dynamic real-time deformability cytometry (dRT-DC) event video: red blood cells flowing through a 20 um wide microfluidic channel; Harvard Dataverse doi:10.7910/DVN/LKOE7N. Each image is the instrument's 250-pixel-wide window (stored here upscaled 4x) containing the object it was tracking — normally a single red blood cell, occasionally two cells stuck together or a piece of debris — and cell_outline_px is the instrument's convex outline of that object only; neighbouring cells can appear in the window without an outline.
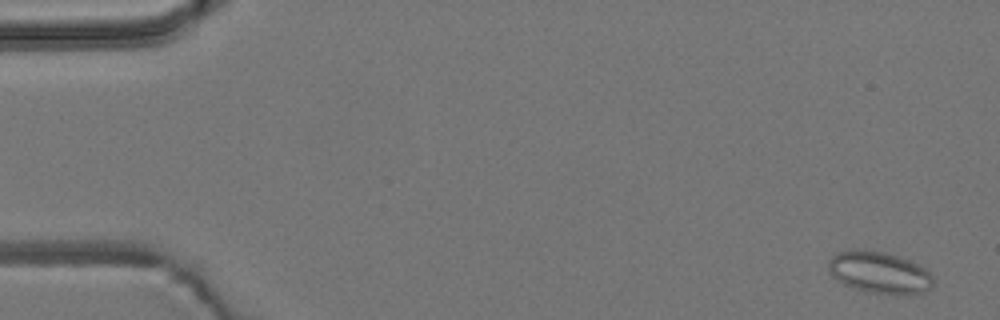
{"species": "common noctule bat (a hibernating species)", "species_latin": "Nyctalus noctula", "temperature_condition": "room temperature", "stored_images_in_passage": 15, "camera_frame_rate_fps": 3000, "um_per_image_px": 0.085, "animal": {"sex": "male", "body_mass_g": 19.2, "forearm_length_mm": 51.8}, "frame": {"image": 1, "passage_image": 2, "time_ms": 0.333, "image_size_px": [1000, 320], "cell_outline_px": [[932, 284], [924, 292], [864, 292], [844, 284], [836, 280], [828, 272], [828, 260], [836, 252], [848, 248], [864, 248], [884, 252], [908, 260], [924, 268], [932, 276]], "centroid_in_image_um": [74.61, 23.1], "position_along_channel_um": 10.4, "area_um2": 25.2}}